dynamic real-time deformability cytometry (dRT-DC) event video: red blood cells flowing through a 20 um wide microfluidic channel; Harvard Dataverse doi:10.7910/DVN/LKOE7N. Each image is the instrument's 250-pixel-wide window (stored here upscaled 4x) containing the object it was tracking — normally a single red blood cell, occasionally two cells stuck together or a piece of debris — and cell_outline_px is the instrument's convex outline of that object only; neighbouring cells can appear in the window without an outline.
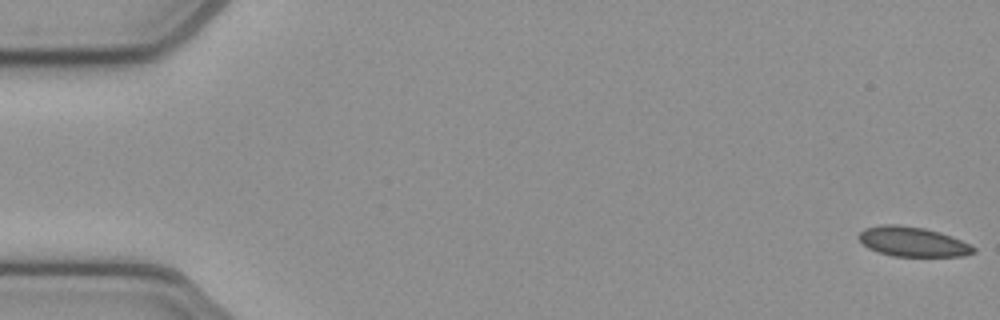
{"species": "common noctule bat (a hibernating species)", "species_latin": "Nyctalus noctula", "temperature_condition": "cold", "stored_images_in_passage": 52, "camera_frame_rate_fps": 3000, "um_per_image_px": 0.085, "animal": {"sex": "female", "body_mass_g": 21.9}, "frame": {"image": 1, "passage_image": 1, "time_ms": 0.0, "image_size_px": [1000, 320], "cell_outline_px": [[976, 252], [964, 256], [892, 256], [868, 248], [856, 236], [864, 228], [880, 224], [896, 224], [924, 228], [940, 232], [960, 240], [976, 248]], "centroid_in_image_um": [77.55, 20.54], "position_along_channel_um": 7.4, "area_um2": 19.83}}
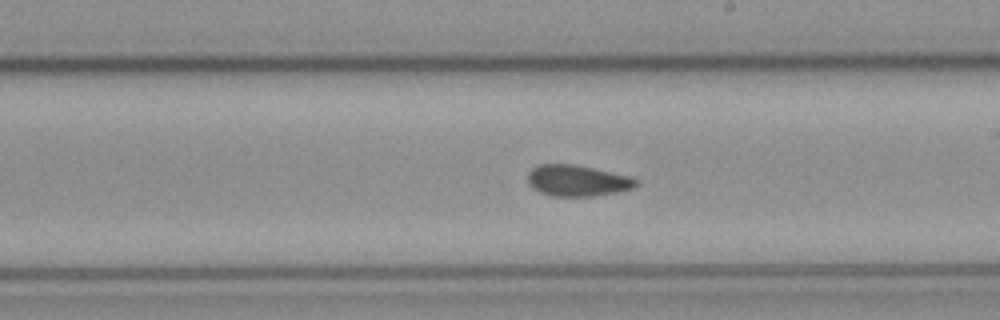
{"frame": {"image": 2, "passage_image": 30, "time_ms": 9.667, "image_size_px": [1000, 320], "cell_outline_px": [[640, 184], [632, 188], [616, 192], [592, 196], [548, 196], [532, 188], [528, 184], [528, 172], [532, 168], [540, 164], [576, 164], [632, 176], [640, 180]], "centroid_in_image_um": [49.1, 15.35], "position_along_channel_um": 239.9, "area_um2": 20.0}}
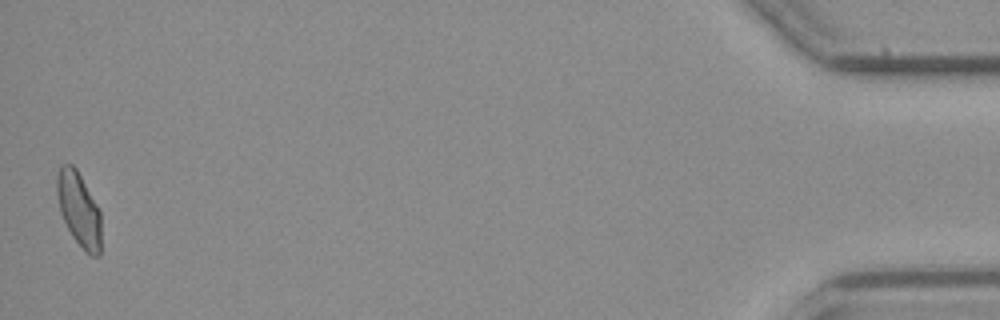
{"frame": {"image": 3, "passage_image": 52, "time_ms": 17.0, "image_size_px": [1000, 320], "cell_outline_px": [[100, 256], [92, 256], [72, 236], [60, 212], [56, 192], [56, 176], [60, 164], [72, 164], [76, 168], [96, 204], [100, 212]], "centroid_in_image_um": [6.68, 17.74], "position_along_channel_um": 428.5, "area_um2": 18.79}, "authors_computed_cell_mechanics": {"area_um2": 19.9988, "velocity_mm_per_s": 3.9177, "shape_relaxation_time_tau1_ms": null, "shape_relaxation_time_tau2_ms": 2.3367, "deformation_change_tau1": null, "deformation_change_tau2": 0.05}}